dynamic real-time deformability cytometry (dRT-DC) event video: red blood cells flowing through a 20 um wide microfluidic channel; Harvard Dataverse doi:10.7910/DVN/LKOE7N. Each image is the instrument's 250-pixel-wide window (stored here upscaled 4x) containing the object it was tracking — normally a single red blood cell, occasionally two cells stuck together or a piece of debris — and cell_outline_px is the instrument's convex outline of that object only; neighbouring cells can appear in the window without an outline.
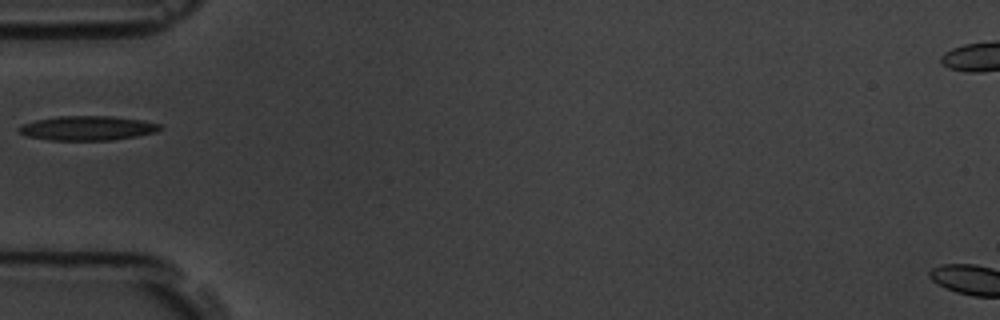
{"species": "common noctule bat (a hibernating species)", "species_latin": "Nyctalus noctula", "temperature_condition": "room temperature", "stored_images_in_passage": 12, "camera_frame_rate_fps": 3000, "um_per_image_px": 0.085, "animal": {"sex": "male", "body_mass_g": 19.5, "forearm_length_mm": 54.6}, "frame": {"image": 1, "passage_image": 1, "time_ms": 0.0, "image_size_px": [1000, 320], "cell_outline_px": [[160, 128], [156, 132], [136, 136], [112, 140], [48, 140], [28, 136], [20, 132], [16, 128], [20, 124], [36, 120], [60, 116], [112, 116], [140, 120], [160, 124]], "centroid_in_image_um": [7.39, 10.89], "position_along_channel_um": 77.6, "area_um2": 19.94}}
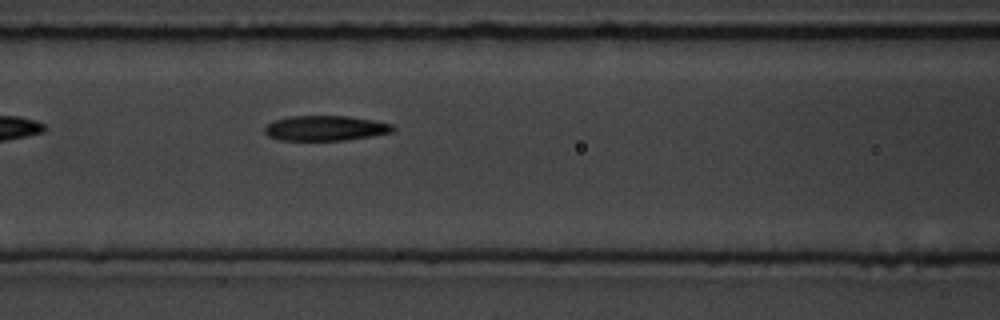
{"frame": {"image": 2, "passage_image": 6, "time_ms": 1.667, "image_size_px": [1000, 320], "cell_outline_px": [[396, 128], [392, 132], [372, 136], [344, 140], [280, 140], [268, 136], [264, 132], [264, 128], [268, 124], [276, 120], [288, 116], [348, 116], [372, 120], [392, 124]], "centroid_in_image_um": [27.66, 10.89], "position_along_channel_um": 138.9, "area_um2": 18.67}}
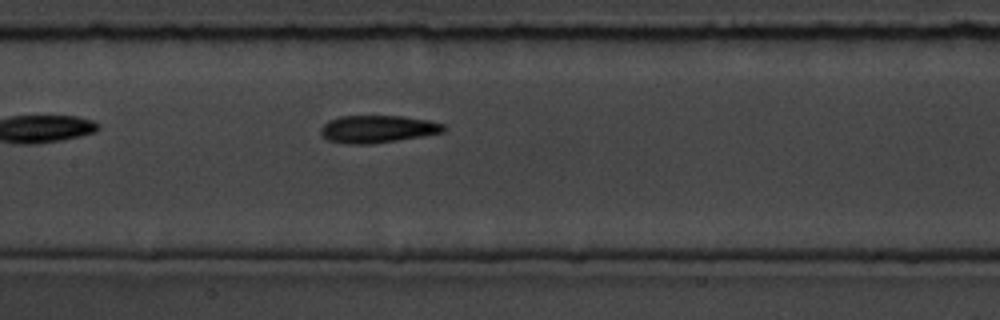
{"frame": {"image": 3, "passage_image": 9, "time_ms": 2.667, "image_size_px": [1000, 320], "cell_outline_px": [[448, 128], [444, 132], [372, 144], [348, 144], [328, 140], [320, 132], [320, 128], [328, 120], [340, 116], [400, 116], [428, 120], [444, 124]], "centroid_in_image_um": [32.09, 10.96], "position_along_channel_um": 175.3, "area_um2": 19.59}}